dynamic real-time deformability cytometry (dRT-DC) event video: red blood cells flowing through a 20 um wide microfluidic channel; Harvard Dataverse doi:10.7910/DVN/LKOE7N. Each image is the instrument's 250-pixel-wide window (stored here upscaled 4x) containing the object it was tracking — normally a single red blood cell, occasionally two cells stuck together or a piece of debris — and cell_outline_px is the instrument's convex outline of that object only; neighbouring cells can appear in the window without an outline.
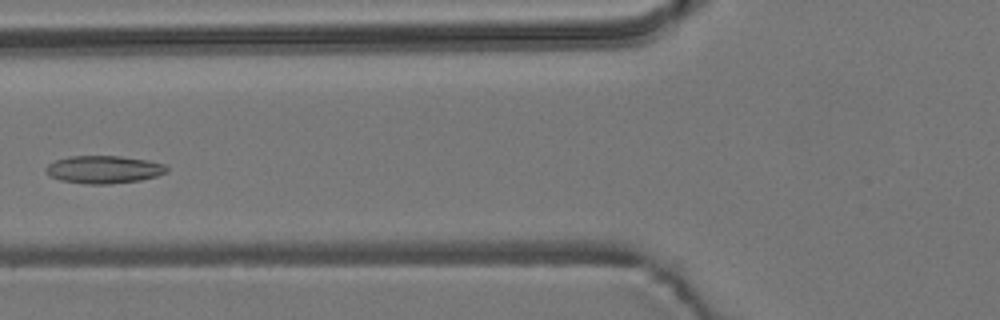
{"species": "common noctule bat (a hibernating species)", "species_latin": "Nyctalus noctula", "temperature_condition": "room temperature", "stored_images_in_passage": 6, "camera_frame_rate_fps": 3000, "um_per_image_px": 0.085, "animal": {"sex": "male", "body_mass_g": 19.2, "forearm_length_mm": 51.8}, "frame": {"image": 1, "passage_image": 5, "time_ms": 5.667, "image_size_px": [1000, 320], "cell_outline_px": [[168, 172], [156, 176], [140, 180], [108, 184], [88, 184], [60, 180], [52, 176], [44, 168], [48, 164], [56, 160], [68, 156], [120, 156], [148, 160], [164, 164], [168, 168]], "centroid_in_image_um": [8.84, 14.4], "position_along_channel_um": 117.0, "area_um2": 19.42}}
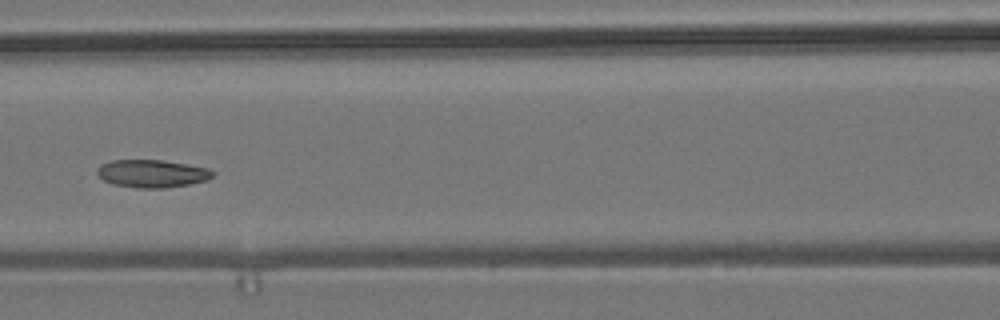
{"frame": {"image": 2, "passage_image": 6, "time_ms": 6.667, "image_size_px": [1000, 320], "cell_outline_px": [[216, 172], [208, 180], [188, 184], [164, 188], [136, 188], [112, 184], [104, 180], [96, 172], [96, 168], [100, 164], [112, 160], [160, 160], [208, 168]], "centroid_in_image_um": [12.9, 14.75], "position_along_channel_um": 153.7, "area_um2": 18.67}}